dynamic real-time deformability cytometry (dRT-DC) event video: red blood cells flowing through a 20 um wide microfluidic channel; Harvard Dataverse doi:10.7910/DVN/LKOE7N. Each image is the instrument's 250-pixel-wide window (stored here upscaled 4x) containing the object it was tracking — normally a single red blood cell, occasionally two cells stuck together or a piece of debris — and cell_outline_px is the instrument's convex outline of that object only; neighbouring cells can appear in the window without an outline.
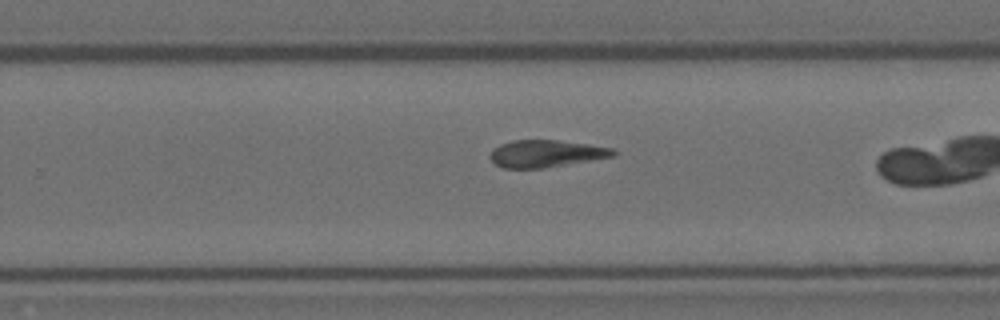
{"species": "Egyptian fruit bat (a non-hibernating species)", "species_latin": "Rousettus aegyptiacus", "temperature_condition": "room temperature", "stored_images_in_passage": 26, "camera_frame_rate_fps": 3000, "um_per_image_px": 0.085, "animal": {"sex": "female"}, "frame": {"image": 1, "passage_image": 19, "time_ms": 6.0, "image_size_px": [1000, 320], "cell_outline_px": [[616, 156], [544, 168], [504, 168], [496, 164], [488, 156], [492, 148], [500, 144], [512, 140], [556, 140], [588, 144], [616, 148]], "centroid_in_image_um": [46.42, 13.05], "position_along_channel_um": 283.4, "area_um2": 19.65}}
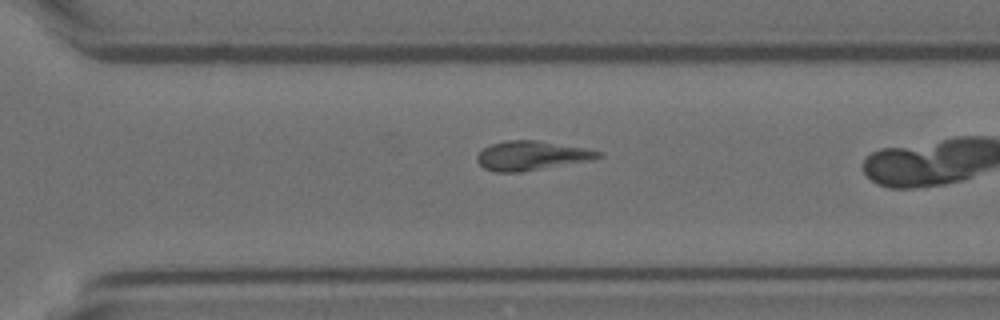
{"frame": {"image": 2, "passage_image": 22, "time_ms": 7.0, "image_size_px": [1000, 320], "cell_outline_px": [[604, 156], [592, 160], [520, 172], [496, 172], [484, 168], [476, 160], [476, 156], [484, 148], [492, 144], [508, 140], [536, 140], [588, 148], [604, 152]], "centroid_in_image_um": [45.23, 13.22], "position_along_channel_um": 325.4, "area_um2": 20.69}}